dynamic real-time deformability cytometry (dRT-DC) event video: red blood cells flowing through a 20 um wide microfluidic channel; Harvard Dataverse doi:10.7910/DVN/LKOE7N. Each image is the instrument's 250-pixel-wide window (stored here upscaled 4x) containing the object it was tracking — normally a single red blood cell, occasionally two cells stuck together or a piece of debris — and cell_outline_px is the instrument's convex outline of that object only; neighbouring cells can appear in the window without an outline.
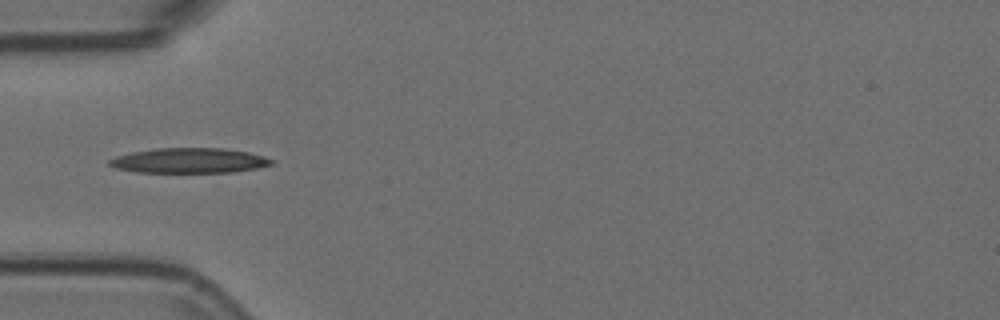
{"species": "Egyptian fruit bat (a non-hibernating species)", "species_latin": "Rousettus aegyptiacus", "temperature_condition": "room temperature", "stored_images_in_passage": 3, "camera_frame_rate_fps": 3000, "um_per_image_px": 0.085, "animal": {"sex": "female"}, "frame": {"image": 1, "passage_image": 3, "time_ms": 0.667, "image_size_px": [1000, 320], "cell_outline_px": [[276, 160], [272, 164], [256, 168], [232, 172], [136, 172], [116, 168], [108, 164], [108, 160], [116, 156], [132, 152], [156, 148], [224, 148], [248, 152], [264, 156]], "centroid_in_image_um": [16.09, 13.64], "position_along_channel_um": 68.9, "area_um2": 23.64}}